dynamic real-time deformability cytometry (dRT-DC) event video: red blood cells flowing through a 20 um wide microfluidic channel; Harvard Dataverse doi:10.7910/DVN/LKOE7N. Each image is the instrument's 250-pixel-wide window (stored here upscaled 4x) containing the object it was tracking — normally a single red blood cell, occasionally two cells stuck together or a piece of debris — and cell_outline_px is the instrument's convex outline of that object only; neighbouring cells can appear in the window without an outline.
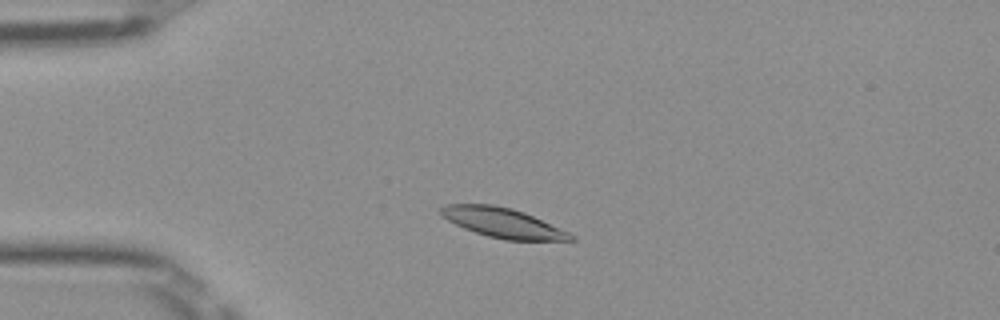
{"species": "Egyptian fruit bat (a non-hibernating species)", "species_latin": "Rousettus aegyptiacus", "temperature_condition": "room temperature", "stored_images_in_passage": 47, "camera_frame_rate_fps": 3000, "um_per_image_px": 0.085, "frame": {"image": 1, "passage_image": 8, "time_ms": 2.333, "image_size_px": [1000, 320], "cell_outline_px": [[576, 240], [504, 240], [488, 236], [464, 228], [440, 216], [440, 208], [444, 204], [492, 204], [512, 208], [524, 212], [568, 232], [576, 236]], "centroid_in_image_um": [42.71, 18.93], "position_along_channel_um": 42.3, "area_um2": 22.31}}
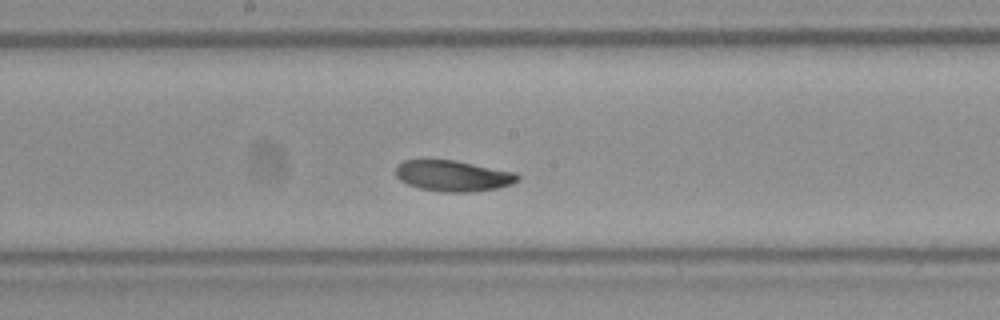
{"frame": {"image": 2, "passage_image": 23, "time_ms": 7.333, "image_size_px": [1000, 320], "cell_outline_px": [[520, 180], [512, 184], [496, 188], [468, 192], [444, 192], [420, 188], [408, 184], [400, 180], [396, 176], [396, 164], [404, 160], [456, 160], [516, 172], [520, 176]], "centroid_in_image_um": [38.53, 14.94], "position_along_channel_um": 209.7, "area_um2": 22.02}}
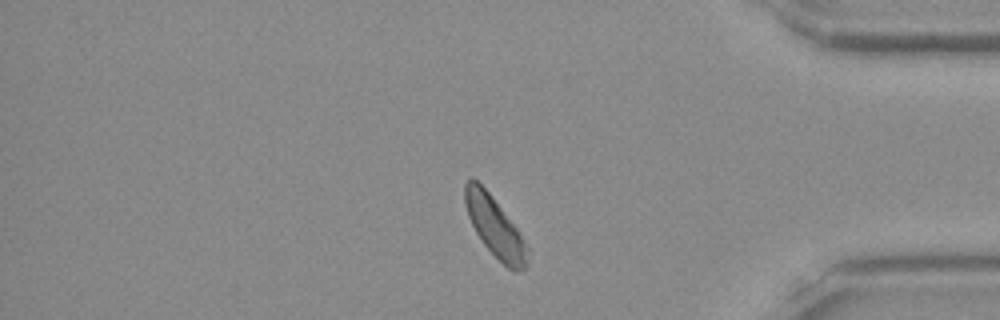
{"frame": {"image": 3, "passage_image": 39, "time_ms": 12.667, "image_size_px": [1000, 320], "cell_outline_px": [[532, 248], [528, 264], [524, 268], [516, 272], [508, 268], [484, 244], [476, 232], [468, 216], [464, 204], [464, 184], [472, 176], [492, 196]], "centroid_in_image_um": [42.12, 19.31], "position_along_channel_um": 393.1, "area_um2": 22.02}, "authors_computed_cell_mechanics": {"area_um2": 22.3108, "velocity_mm_per_s": 3.9111, "shape_relaxation_time_tau1_ms": 1.6038, "shape_relaxation_time_tau2_ms": null, "deformation_change_tau1": 0.0866, "deformation_change_tau2": null}}